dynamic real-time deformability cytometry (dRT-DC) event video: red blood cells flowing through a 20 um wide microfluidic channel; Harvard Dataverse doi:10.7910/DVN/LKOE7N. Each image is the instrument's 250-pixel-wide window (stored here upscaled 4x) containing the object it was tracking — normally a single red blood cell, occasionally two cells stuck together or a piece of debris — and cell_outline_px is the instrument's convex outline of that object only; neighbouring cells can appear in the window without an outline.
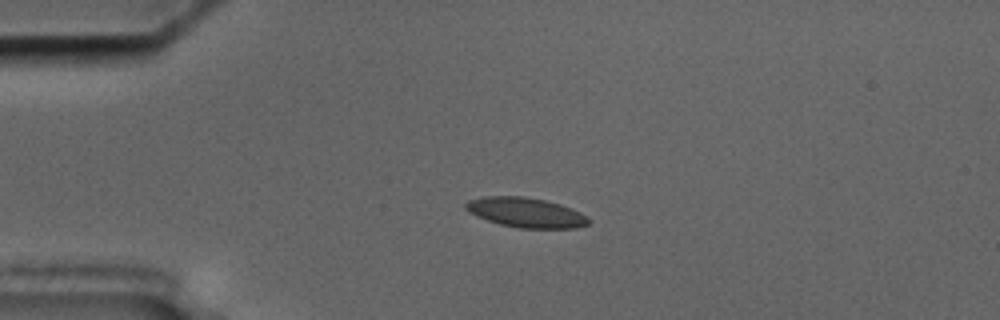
{"species": "common noctule bat (a hibernating species)", "species_latin": "Nyctalus noctula", "temperature_condition": "cold", "stored_images_in_passage": 44, "segment_of_instrument_passage": [1, 2], "camera_frame_rate_fps": 3000, "um_per_image_px": 0.085, "animal": {"sex": "male", "body_mass_g": 17.5, "forearm_length_mm": 52.3}, "frame": {"image": 1, "passage_image": 1, "time_ms": 0.0, "image_size_px": [1000, 320], "cell_outline_px": [[592, 220], [588, 224], [576, 228], [520, 228], [500, 224], [476, 216], [468, 212], [464, 208], [464, 204], [468, 200], [484, 196], [524, 196], [544, 200], [560, 204], [572, 208], [588, 216]], "centroid_in_image_um": [44.7, 18.06], "position_along_channel_um": 40.3, "area_um2": 21.5}}
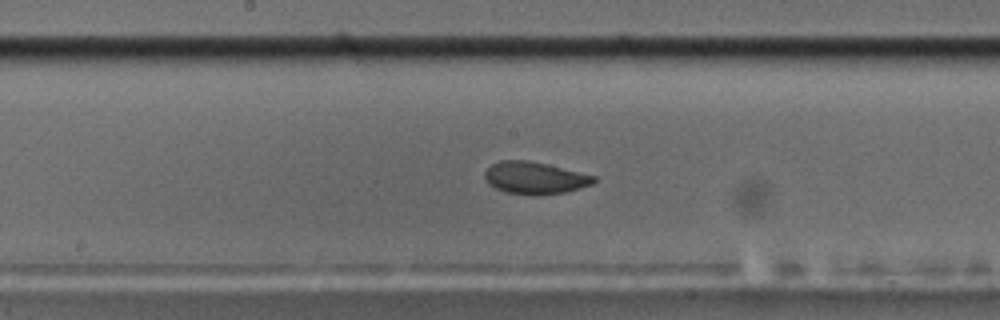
{"frame": {"image": 2, "passage_image": 17, "time_ms": 5.333, "image_size_px": [1000, 320], "cell_outline_px": [[596, 180], [592, 184], [580, 188], [564, 192], [544, 196], [536, 196], [504, 192], [488, 184], [484, 176], [484, 172], [492, 164], [500, 160], [528, 160], [548, 164], [596, 176]], "centroid_in_image_um": [45.45, 15.13], "position_along_channel_um": 202.8, "area_um2": 20.69}}
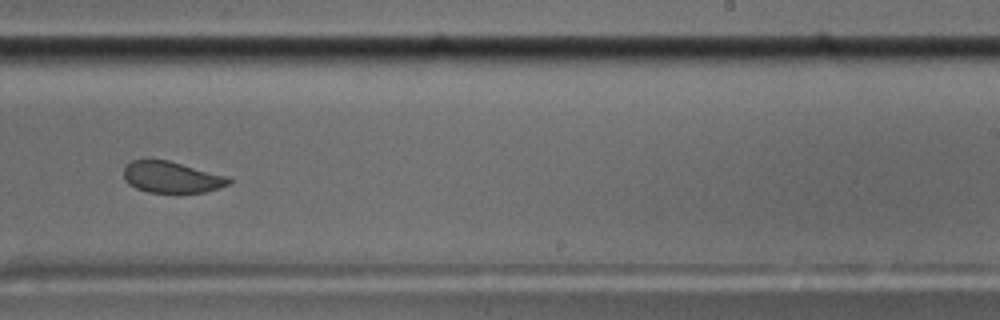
{"frame": {"image": 3, "passage_image": 23, "time_ms": 7.333, "image_size_px": [1000, 320], "cell_outline_px": [[232, 184], [220, 188], [204, 192], [148, 192], [136, 188], [128, 184], [124, 180], [124, 164], [132, 160], [168, 160], [228, 176], [232, 180]], "centroid_in_image_um": [14.6, 15.06], "position_along_channel_um": 274.4, "area_um2": 19.31}}